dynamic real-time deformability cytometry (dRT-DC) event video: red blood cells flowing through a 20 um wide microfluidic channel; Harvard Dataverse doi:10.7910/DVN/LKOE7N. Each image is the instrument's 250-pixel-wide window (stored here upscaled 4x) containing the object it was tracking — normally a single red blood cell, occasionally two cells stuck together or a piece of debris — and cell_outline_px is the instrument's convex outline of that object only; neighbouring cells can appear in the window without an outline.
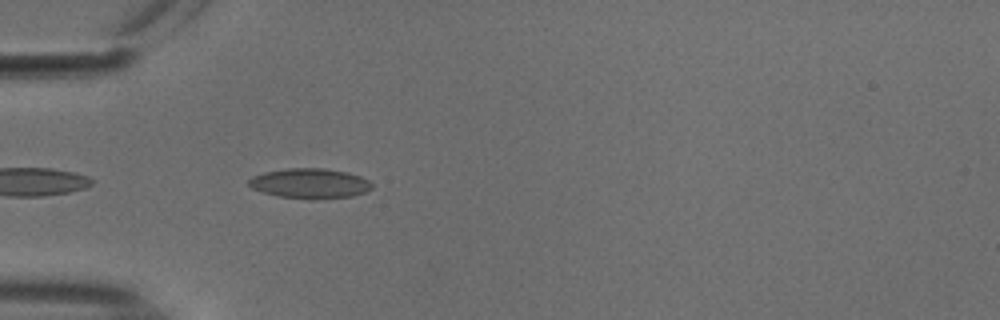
{"species": "common noctule bat (a hibernating species)", "species_latin": "Nyctalus noctula", "temperature_condition": "cold", "stored_images_in_passage": 36, "camera_frame_rate_fps": 3000, "um_per_image_px": 0.085, "animal": {"sex": "male", "body_mass_g": 18.8}, "frame": {"image": 1, "passage_image": 3, "time_ms": 0.667, "image_size_px": [1000, 320], "cell_outline_px": [[372, 188], [364, 192], [352, 196], [312, 200], [308, 200], [276, 196], [252, 188], [248, 184], [248, 180], [252, 176], [264, 172], [288, 168], [324, 168], [348, 172], [360, 176], [368, 180], [372, 184]], "centroid_in_image_um": [26.33, 15.6], "position_along_channel_um": 58.7, "area_um2": 21.73}}
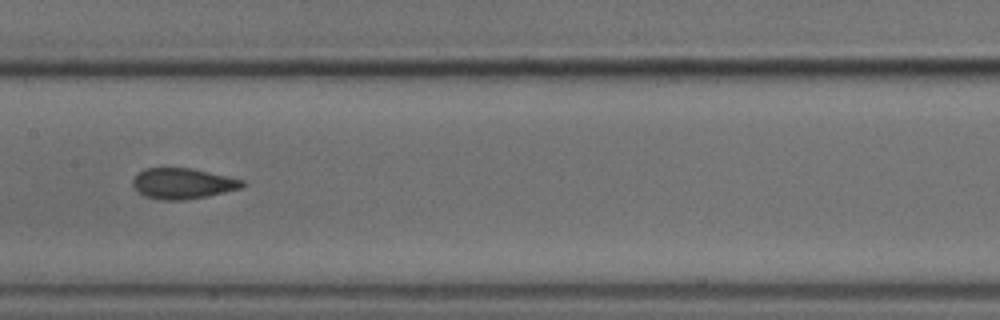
{"frame": {"image": 2, "passage_image": 14, "time_ms": 4.333, "image_size_px": [1000, 320], "cell_outline_px": [[248, 184], [240, 188], [208, 196], [184, 200], [164, 200], [144, 196], [132, 184], [132, 180], [144, 168], [192, 168], [244, 180]], "centroid_in_image_um": [15.56, 15.6], "position_along_channel_um": 191.8, "area_um2": 19.48}}
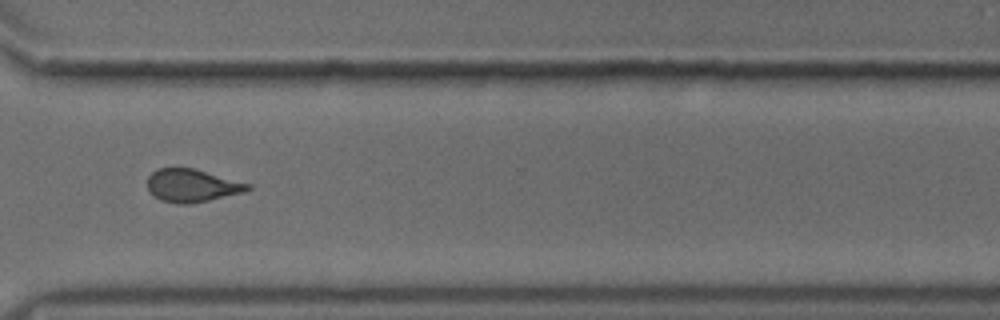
{"frame": {"image": 3, "passage_image": 27, "time_ms": 8.667, "image_size_px": [1000, 320], "cell_outline_px": [[252, 188], [244, 192], [208, 200], [188, 204], [176, 204], [160, 200], [148, 188], [148, 176], [156, 168], [192, 168], [252, 184]], "centroid_in_image_um": [16.33, 15.77], "position_along_channel_um": 354.3, "area_um2": 19.07}, "authors_computed_cell_mechanics": {"area_um2": 19.4497, "velocity_mm_per_s": 3.7591, "shape_relaxation_time_tau1_ms": 6.6998, "shape_relaxation_time_tau2_ms": 2.3379, "deformation_change_tau1": 0.1375, "deformation_change_tau2": 0.084}}